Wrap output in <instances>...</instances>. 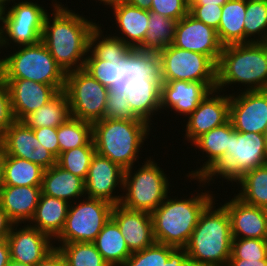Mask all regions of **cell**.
<instances>
[{
    "label": "cell",
    "mask_w": 267,
    "mask_h": 266,
    "mask_svg": "<svg viewBox=\"0 0 267 266\" xmlns=\"http://www.w3.org/2000/svg\"><path fill=\"white\" fill-rule=\"evenodd\" d=\"M229 116L230 94L218 89L211 90L198 107L183 119L182 132H185L183 135L184 141H188L189 145H191L204 133L228 122Z\"/></svg>",
    "instance_id": "5bb4252c"
},
{
    "label": "cell",
    "mask_w": 267,
    "mask_h": 266,
    "mask_svg": "<svg viewBox=\"0 0 267 266\" xmlns=\"http://www.w3.org/2000/svg\"><path fill=\"white\" fill-rule=\"evenodd\" d=\"M233 184L243 202L267 209V164L245 172Z\"/></svg>",
    "instance_id": "836d02e7"
},
{
    "label": "cell",
    "mask_w": 267,
    "mask_h": 266,
    "mask_svg": "<svg viewBox=\"0 0 267 266\" xmlns=\"http://www.w3.org/2000/svg\"><path fill=\"white\" fill-rule=\"evenodd\" d=\"M121 266H193L185 248H174L155 242L136 251Z\"/></svg>",
    "instance_id": "f1b7e54d"
},
{
    "label": "cell",
    "mask_w": 267,
    "mask_h": 266,
    "mask_svg": "<svg viewBox=\"0 0 267 266\" xmlns=\"http://www.w3.org/2000/svg\"><path fill=\"white\" fill-rule=\"evenodd\" d=\"M127 3L136 6L137 8L149 11L151 8L152 0H127Z\"/></svg>",
    "instance_id": "db71d44e"
},
{
    "label": "cell",
    "mask_w": 267,
    "mask_h": 266,
    "mask_svg": "<svg viewBox=\"0 0 267 266\" xmlns=\"http://www.w3.org/2000/svg\"><path fill=\"white\" fill-rule=\"evenodd\" d=\"M176 24L177 20L173 18L149 11V23L145 39L137 49L159 53L173 43Z\"/></svg>",
    "instance_id": "d590c367"
},
{
    "label": "cell",
    "mask_w": 267,
    "mask_h": 266,
    "mask_svg": "<svg viewBox=\"0 0 267 266\" xmlns=\"http://www.w3.org/2000/svg\"><path fill=\"white\" fill-rule=\"evenodd\" d=\"M3 187H4L3 174H2V167H1V164H0V195H1Z\"/></svg>",
    "instance_id": "6f0895ef"
},
{
    "label": "cell",
    "mask_w": 267,
    "mask_h": 266,
    "mask_svg": "<svg viewBox=\"0 0 267 266\" xmlns=\"http://www.w3.org/2000/svg\"><path fill=\"white\" fill-rule=\"evenodd\" d=\"M228 0H187V5L190 8L192 5L216 4L223 6Z\"/></svg>",
    "instance_id": "f5cc1de1"
},
{
    "label": "cell",
    "mask_w": 267,
    "mask_h": 266,
    "mask_svg": "<svg viewBox=\"0 0 267 266\" xmlns=\"http://www.w3.org/2000/svg\"><path fill=\"white\" fill-rule=\"evenodd\" d=\"M37 140L48 149L56 158L59 156V143L57 138V128L40 127L32 128Z\"/></svg>",
    "instance_id": "7dc6e473"
},
{
    "label": "cell",
    "mask_w": 267,
    "mask_h": 266,
    "mask_svg": "<svg viewBox=\"0 0 267 266\" xmlns=\"http://www.w3.org/2000/svg\"><path fill=\"white\" fill-rule=\"evenodd\" d=\"M113 206L106 200L87 196L72 202L64 228L54 244L93 242L111 218Z\"/></svg>",
    "instance_id": "8fae6325"
},
{
    "label": "cell",
    "mask_w": 267,
    "mask_h": 266,
    "mask_svg": "<svg viewBox=\"0 0 267 266\" xmlns=\"http://www.w3.org/2000/svg\"><path fill=\"white\" fill-rule=\"evenodd\" d=\"M36 266H66L62 254L57 248H54L47 256Z\"/></svg>",
    "instance_id": "c3c4849f"
},
{
    "label": "cell",
    "mask_w": 267,
    "mask_h": 266,
    "mask_svg": "<svg viewBox=\"0 0 267 266\" xmlns=\"http://www.w3.org/2000/svg\"><path fill=\"white\" fill-rule=\"evenodd\" d=\"M265 136H266V138H267V126H266V130H265Z\"/></svg>",
    "instance_id": "91938a15"
},
{
    "label": "cell",
    "mask_w": 267,
    "mask_h": 266,
    "mask_svg": "<svg viewBox=\"0 0 267 266\" xmlns=\"http://www.w3.org/2000/svg\"><path fill=\"white\" fill-rule=\"evenodd\" d=\"M111 218L119 226L131 253L141 251L155 243L151 213L130 210L117 204L113 206Z\"/></svg>",
    "instance_id": "cb8c5ba5"
},
{
    "label": "cell",
    "mask_w": 267,
    "mask_h": 266,
    "mask_svg": "<svg viewBox=\"0 0 267 266\" xmlns=\"http://www.w3.org/2000/svg\"><path fill=\"white\" fill-rule=\"evenodd\" d=\"M127 94L109 89L108 97L105 103L104 118L121 119L131 121H144L140 119L132 110Z\"/></svg>",
    "instance_id": "b9f144b4"
},
{
    "label": "cell",
    "mask_w": 267,
    "mask_h": 266,
    "mask_svg": "<svg viewBox=\"0 0 267 266\" xmlns=\"http://www.w3.org/2000/svg\"><path fill=\"white\" fill-rule=\"evenodd\" d=\"M11 260L36 266L54 247V241L28 223L14 224L7 237Z\"/></svg>",
    "instance_id": "ffe728a7"
},
{
    "label": "cell",
    "mask_w": 267,
    "mask_h": 266,
    "mask_svg": "<svg viewBox=\"0 0 267 266\" xmlns=\"http://www.w3.org/2000/svg\"><path fill=\"white\" fill-rule=\"evenodd\" d=\"M149 11L179 21L189 13V7L187 0H152Z\"/></svg>",
    "instance_id": "ee69618b"
},
{
    "label": "cell",
    "mask_w": 267,
    "mask_h": 266,
    "mask_svg": "<svg viewBox=\"0 0 267 266\" xmlns=\"http://www.w3.org/2000/svg\"><path fill=\"white\" fill-rule=\"evenodd\" d=\"M4 186L41 187L44 170L40 165L0 151Z\"/></svg>",
    "instance_id": "f546056e"
},
{
    "label": "cell",
    "mask_w": 267,
    "mask_h": 266,
    "mask_svg": "<svg viewBox=\"0 0 267 266\" xmlns=\"http://www.w3.org/2000/svg\"><path fill=\"white\" fill-rule=\"evenodd\" d=\"M124 171L120 165L109 158L95 153L85 180V195L106 200L113 205L120 204L123 195Z\"/></svg>",
    "instance_id": "2e32d148"
},
{
    "label": "cell",
    "mask_w": 267,
    "mask_h": 266,
    "mask_svg": "<svg viewBox=\"0 0 267 266\" xmlns=\"http://www.w3.org/2000/svg\"><path fill=\"white\" fill-rule=\"evenodd\" d=\"M232 239L229 214L215 198L199 217L185 247L187 256L193 266H228Z\"/></svg>",
    "instance_id": "5b68a950"
},
{
    "label": "cell",
    "mask_w": 267,
    "mask_h": 266,
    "mask_svg": "<svg viewBox=\"0 0 267 266\" xmlns=\"http://www.w3.org/2000/svg\"><path fill=\"white\" fill-rule=\"evenodd\" d=\"M267 257V239L233 238L230 259L263 260Z\"/></svg>",
    "instance_id": "60d3db41"
},
{
    "label": "cell",
    "mask_w": 267,
    "mask_h": 266,
    "mask_svg": "<svg viewBox=\"0 0 267 266\" xmlns=\"http://www.w3.org/2000/svg\"><path fill=\"white\" fill-rule=\"evenodd\" d=\"M62 3L52 0L49 4L53 10L45 17L41 42L62 70L68 73L84 68L90 33L98 23L77 12L75 6L73 11L68 4Z\"/></svg>",
    "instance_id": "6da1fadb"
},
{
    "label": "cell",
    "mask_w": 267,
    "mask_h": 266,
    "mask_svg": "<svg viewBox=\"0 0 267 266\" xmlns=\"http://www.w3.org/2000/svg\"><path fill=\"white\" fill-rule=\"evenodd\" d=\"M234 85L236 92L267 90V42L223 46L216 67V89L233 94Z\"/></svg>",
    "instance_id": "277c9868"
},
{
    "label": "cell",
    "mask_w": 267,
    "mask_h": 266,
    "mask_svg": "<svg viewBox=\"0 0 267 266\" xmlns=\"http://www.w3.org/2000/svg\"><path fill=\"white\" fill-rule=\"evenodd\" d=\"M14 225L7 213L0 206V239L7 238Z\"/></svg>",
    "instance_id": "681fc988"
},
{
    "label": "cell",
    "mask_w": 267,
    "mask_h": 266,
    "mask_svg": "<svg viewBox=\"0 0 267 266\" xmlns=\"http://www.w3.org/2000/svg\"><path fill=\"white\" fill-rule=\"evenodd\" d=\"M184 180L186 182L189 180L190 183L191 181L198 182L199 188H196L198 190H194V194H186L187 196H184L183 193L182 197H178V193L177 197L169 194L163 203L151 213L155 242L174 248L187 246L201 213L215 197L219 198V194L216 195L211 191L213 187L209 190L205 189L208 186H213L205 179L190 180L185 178Z\"/></svg>",
    "instance_id": "3957f363"
},
{
    "label": "cell",
    "mask_w": 267,
    "mask_h": 266,
    "mask_svg": "<svg viewBox=\"0 0 267 266\" xmlns=\"http://www.w3.org/2000/svg\"><path fill=\"white\" fill-rule=\"evenodd\" d=\"M14 121L9 89L5 81L0 77V137Z\"/></svg>",
    "instance_id": "bcb514c9"
},
{
    "label": "cell",
    "mask_w": 267,
    "mask_h": 266,
    "mask_svg": "<svg viewBox=\"0 0 267 266\" xmlns=\"http://www.w3.org/2000/svg\"><path fill=\"white\" fill-rule=\"evenodd\" d=\"M10 49L9 51L0 50V54L3 51L0 55V77L2 79L32 80L55 86L59 91L64 90L66 73L41 41L34 45ZM4 51H7V54Z\"/></svg>",
    "instance_id": "52a82bcc"
},
{
    "label": "cell",
    "mask_w": 267,
    "mask_h": 266,
    "mask_svg": "<svg viewBox=\"0 0 267 266\" xmlns=\"http://www.w3.org/2000/svg\"><path fill=\"white\" fill-rule=\"evenodd\" d=\"M267 164V138L255 132H230V144L224 158L203 178L211 184L233 183L245 172ZM218 178L222 181H218ZM217 181H216V180ZM218 182V183H215Z\"/></svg>",
    "instance_id": "9c48e42d"
},
{
    "label": "cell",
    "mask_w": 267,
    "mask_h": 266,
    "mask_svg": "<svg viewBox=\"0 0 267 266\" xmlns=\"http://www.w3.org/2000/svg\"><path fill=\"white\" fill-rule=\"evenodd\" d=\"M233 129L234 127L229 120L225 124L213 128L197 138L190 146L191 148L195 147L193 152L195 149H198L202 153V156L200 154L196 155L202 157L200 159L198 157V162H195L199 163L200 166L196 164L194 170H189L184 178L203 179L224 158L230 144V132Z\"/></svg>",
    "instance_id": "44dd1931"
},
{
    "label": "cell",
    "mask_w": 267,
    "mask_h": 266,
    "mask_svg": "<svg viewBox=\"0 0 267 266\" xmlns=\"http://www.w3.org/2000/svg\"><path fill=\"white\" fill-rule=\"evenodd\" d=\"M66 266H109L93 242L54 244Z\"/></svg>",
    "instance_id": "f35d334b"
},
{
    "label": "cell",
    "mask_w": 267,
    "mask_h": 266,
    "mask_svg": "<svg viewBox=\"0 0 267 266\" xmlns=\"http://www.w3.org/2000/svg\"><path fill=\"white\" fill-rule=\"evenodd\" d=\"M246 0H228L222 8L217 35L223 46L245 43Z\"/></svg>",
    "instance_id": "d6a6232c"
},
{
    "label": "cell",
    "mask_w": 267,
    "mask_h": 266,
    "mask_svg": "<svg viewBox=\"0 0 267 266\" xmlns=\"http://www.w3.org/2000/svg\"><path fill=\"white\" fill-rule=\"evenodd\" d=\"M8 86L12 112L16 121H23L29 114L51 100L59 90L26 79H3Z\"/></svg>",
    "instance_id": "603a6c76"
},
{
    "label": "cell",
    "mask_w": 267,
    "mask_h": 266,
    "mask_svg": "<svg viewBox=\"0 0 267 266\" xmlns=\"http://www.w3.org/2000/svg\"><path fill=\"white\" fill-rule=\"evenodd\" d=\"M162 82L183 80L216 82L217 65L206 55L173 44L159 52Z\"/></svg>",
    "instance_id": "4fadbf2b"
},
{
    "label": "cell",
    "mask_w": 267,
    "mask_h": 266,
    "mask_svg": "<svg viewBox=\"0 0 267 266\" xmlns=\"http://www.w3.org/2000/svg\"><path fill=\"white\" fill-rule=\"evenodd\" d=\"M34 1L12 0L0 10V50L34 45L41 41L48 9Z\"/></svg>",
    "instance_id": "30bf717a"
},
{
    "label": "cell",
    "mask_w": 267,
    "mask_h": 266,
    "mask_svg": "<svg viewBox=\"0 0 267 266\" xmlns=\"http://www.w3.org/2000/svg\"><path fill=\"white\" fill-rule=\"evenodd\" d=\"M0 151L49 169L57 158L37 140L34 130L23 121H14L0 137Z\"/></svg>",
    "instance_id": "9a60e30c"
},
{
    "label": "cell",
    "mask_w": 267,
    "mask_h": 266,
    "mask_svg": "<svg viewBox=\"0 0 267 266\" xmlns=\"http://www.w3.org/2000/svg\"><path fill=\"white\" fill-rule=\"evenodd\" d=\"M41 193V187L4 186L0 195V206L14 224L29 223Z\"/></svg>",
    "instance_id": "484cf974"
},
{
    "label": "cell",
    "mask_w": 267,
    "mask_h": 266,
    "mask_svg": "<svg viewBox=\"0 0 267 266\" xmlns=\"http://www.w3.org/2000/svg\"><path fill=\"white\" fill-rule=\"evenodd\" d=\"M121 63L104 60H85L83 69L103 86L110 89L117 79L118 64Z\"/></svg>",
    "instance_id": "7bdbcfd3"
},
{
    "label": "cell",
    "mask_w": 267,
    "mask_h": 266,
    "mask_svg": "<svg viewBox=\"0 0 267 266\" xmlns=\"http://www.w3.org/2000/svg\"><path fill=\"white\" fill-rule=\"evenodd\" d=\"M172 44L184 50L206 55L216 65L223 49L217 31L190 13L177 21Z\"/></svg>",
    "instance_id": "d6986e66"
},
{
    "label": "cell",
    "mask_w": 267,
    "mask_h": 266,
    "mask_svg": "<svg viewBox=\"0 0 267 266\" xmlns=\"http://www.w3.org/2000/svg\"><path fill=\"white\" fill-rule=\"evenodd\" d=\"M71 117L70 106L64 90L59 91L41 108L29 114L23 122L30 128H57Z\"/></svg>",
    "instance_id": "e575fe53"
},
{
    "label": "cell",
    "mask_w": 267,
    "mask_h": 266,
    "mask_svg": "<svg viewBox=\"0 0 267 266\" xmlns=\"http://www.w3.org/2000/svg\"><path fill=\"white\" fill-rule=\"evenodd\" d=\"M41 192L71 204L86 196L85 181L55 164L44 170Z\"/></svg>",
    "instance_id": "4316f807"
},
{
    "label": "cell",
    "mask_w": 267,
    "mask_h": 266,
    "mask_svg": "<svg viewBox=\"0 0 267 266\" xmlns=\"http://www.w3.org/2000/svg\"><path fill=\"white\" fill-rule=\"evenodd\" d=\"M104 30H106L104 25L101 22L99 24L98 21V24L90 33L89 51L86 60L123 62L133 48L121 39L108 34V31H105L106 34Z\"/></svg>",
    "instance_id": "4dcf8cb0"
},
{
    "label": "cell",
    "mask_w": 267,
    "mask_h": 266,
    "mask_svg": "<svg viewBox=\"0 0 267 266\" xmlns=\"http://www.w3.org/2000/svg\"><path fill=\"white\" fill-rule=\"evenodd\" d=\"M228 266H267V257L263 260L229 259Z\"/></svg>",
    "instance_id": "f907efd6"
},
{
    "label": "cell",
    "mask_w": 267,
    "mask_h": 266,
    "mask_svg": "<svg viewBox=\"0 0 267 266\" xmlns=\"http://www.w3.org/2000/svg\"><path fill=\"white\" fill-rule=\"evenodd\" d=\"M70 203L41 193L33 218L28 223L53 241L62 232Z\"/></svg>",
    "instance_id": "83f0119b"
},
{
    "label": "cell",
    "mask_w": 267,
    "mask_h": 266,
    "mask_svg": "<svg viewBox=\"0 0 267 266\" xmlns=\"http://www.w3.org/2000/svg\"><path fill=\"white\" fill-rule=\"evenodd\" d=\"M98 2V5L102 4V6H105V8H109L110 7H114V6H117V5H120V4H124V3H127V0H93V2ZM100 3V4H99Z\"/></svg>",
    "instance_id": "11a10c76"
},
{
    "label": "cell",
    "mask_w": 267,
    "mask_h": 266,
    "mask_svg": "<svg viewBox=\"0 0 267 266\" xmlns=\"http://www.w3.org/2000/svg\"><path fill=\"white\" fill-rule=\"evenodd\" d=\"M233 196L221 203L230 217L232 238L267 239V209L249 205L235 194Z\"/></svg>",
    "instance_id": "7402d4cb"
},
{
    "label": "cell",
    "mask_w": 267,
    "mask_h": 266,
    "mask_svg": "<svg viewBox=\"0 0 267 266\" xmlns=\"http://www.w3.org/2000/svg\"><path fill=\"white\" fill-rule=\"evenodd\" d=\"M57 138L60 153L84 145H94L92 123L70 117L57 127Z\"/></svg>",
    "instance_id": "8d00e7d4"
},
{
    "label": "cell",
    "mask_w": 267,
    "mask_h": 266,
    "mask_svg": "<svg viewBox=\"0 0 267 266\" xmlns=\"http://www.w3.org/2000/svg\"><path fill=\"white\" fill-rule=\"evenodd\" d=\"M12 0H0V10L6 7Z\"/></svg>",
    "instance_id": "680465c9"
},
{
    "label": "cell",
    "mask_w": 267,
    "mask_h": 266,
    "mask_svg": "<svg viewBox=\"0 0 267 266\" xmlns=\"http://www.w3.org/2000/svg\"><path fill=\"white\" fill-rule=\"evenodd\" d=\"M245 43L267 42V0H246Z\"/></svg>",
    "instance_id": "74e56055"
},
{
    "label": "cell",
    "mask_w": 267,
    "mask_h": 266,
    "mask_svg": "<svg viewBox=\"0 0 267 266\" xmlns=\"http://www.w3.org/2000/svg\"><path fill=\"white\" fill-rule=\"evenodd\" d=\"M7 266H32V265L21 263V262L14 261V260H10V262Z\"/></svg>",
    "instance_id": "9f6ffc18"
},
{
    "label": "cell",
    "mask_w": 267,
    "mask_h": 266,
    "mask_svg": "<svg viewBox=\"0 0 267 266\" xmlns=\"http://www.w3.org/2000/svg\"><path fill=\"white\" fill-rule=\"evenodd\" d=\"M95 153L94 145H84L66 150L58 156L57 165L85 181L92 157Z\"/></svg>",
    "instance_id": "ab89813d"
},
{
    "label": "cell",
    "mask_w": 267,
    "mask_h": 266,
    "mask_svg": "<svg viewBox=\"0 0 267 266\" xmlns=\"http://www.w3.org/2000/svg\"><path fill=\"white\" fill-rule=\"evenodd\" d=\"M153 127L146 121L107 118L98 120L92 123L96 153L109 158L124 170L131 168L140 163L142 148L147 145L144 143L152 135Z\"/></svg>",
    "instance_id": "8992f818"
},
{
    "label": "cell",
    "mask_w": 267,
    "mask_h": 266,
    "mask_svg": "<svg viewBox=\"0 0 267 266\" xmlns=\"http://www.w3.org/2000/svg\"><path fill=\"white\" fill-rule=\"evenodd\" d=\"M11 260L7 238L0 239V266H7Z\"/></svg>",
    "instance_id": "816d5d0a"
},
{
    "label": "cell",
    "mask_w": 267,
    "mask_h": 266,
    "mask_svg": "<svg viewBox=\"0 0 267 266\" xmlns=\"http://www.w3.org/2000/svg\"><path fill=\"white\" fill-rule=\"evenodd\" d=\"M110 9L112 17H114L110 18L109 21L115 22L112 26L115 25L114 28L117 31L112 29L113 32L110 31L109 33L133 49L138 48L144 42L148 29L149 11L129 3L120 4Z\"/></svg>",
    "instance_id": "d4e9b609"
},
{
    "label": "cell",
    "mask_w": 267,
    "mask_h": 266,
    "mask_svg": "<svg viewBox=\"0 0 267 266\" xmlns=\"http://www.w3.org/2000/svg\"><path fill=\"white\" fill-rule=\"evenodd\" d=\"M161 83L159 53L135 48L121 64H118L117 79L110 89L126 93L133 112L140 119L153 125L158 119L157 115L161 113ZM154 116L157 119L153 118Z\"/></svg>",
    "instance_id": "7a4b0ae2"
},
{
    "label": "cell",
    "mask_w": 267,
    "mask_h": 266,
    "mask_svg": "<svg viewBox=\"0 0 267 266\" xmlns=\"http://www.w3.org/2000/svg\"><path fill=\"white\" fill-rule=\"evenodd\" d=\"M158 163L150 155L143 163L125 169L120 203L123 207L152 213L171 194L174 181Z\"/></svg>",
    "instance_id": "ba28073f"
},
{
    "label": "cell",
    "mask_w": 267,
    "mask_h": 266,
    "mask_svg": "<svg viewBox=\"0 0 267 266\" xmlns=\"http://www.w3.org/2000/svg\"><path fill=\"white\" fill-rule=\"evenodd\" d=\"M238 132L265 134L267 126V90L234 92L230 94V116Z\"/></svg>",
    "instance_id": "e0dca14e"
},
{
    "label": "cell",
    "mask_w": 267,
    "mask_h": 266,
    "mask_svg": "<svg viewBox=\"0 0 267 266\" xmlns=\"http://www.w3.org/2000/svg\"><path fill=\"white\" fill-rule=\"evenodd\" d=\"M223 6L216 4L192 5L189 13L207 26L218 30Z\"/></svg>",
    "instance_id": "f6af8a7d"
},
{
    "label": "cell",
    "mask_w": 267,
    "mask_h": 266,
    "mask_svg": "<svg viewBox=\"0 0 267 266\" xmlns=\"http://www.w3.org/2000/svg\"><path fill=\"white\" fill-rule=\"evenodd\" d=\"M64 92L71 117L94 123L104 118L109 88L83 68L66 73Z\"/></svg>",
    "instance_id": "7c38bea8"
},
{
    "label": "cell",
    "mask_w": 267,
    "mask_h": 266,
    "mask_svg": "<svg viewBox=\"0 0 267 266\" xmlns=\"http://www.w3.org/2000/svg\"><path fill=\"white\" fill-rule=\"evenodd\" d=\"M213 89L216 82L175 80L161 83L160 111L173 112V115L188 117ZM171 109V110H170ZM170 110V111H169ZM175 113V114H174Z\"/></svg>",
    "instance_id": "ac0fdd59"
},
{
    "label": "cell",
    "mask_w": 267,
    "mask_h": 266,
    "mask_svg": "<svg viewBox=\"0 0 267 266\" xmlns=\"http://www.w3.org/2000/svg\"><path fill=\"white\" fill-rule=\"evenodd\" d=\"M93 244L109 266H121L132 254L112 218L104 225Z\"/></svg>",
    "instance_id": "1f68e13d"
}]
</instances>
